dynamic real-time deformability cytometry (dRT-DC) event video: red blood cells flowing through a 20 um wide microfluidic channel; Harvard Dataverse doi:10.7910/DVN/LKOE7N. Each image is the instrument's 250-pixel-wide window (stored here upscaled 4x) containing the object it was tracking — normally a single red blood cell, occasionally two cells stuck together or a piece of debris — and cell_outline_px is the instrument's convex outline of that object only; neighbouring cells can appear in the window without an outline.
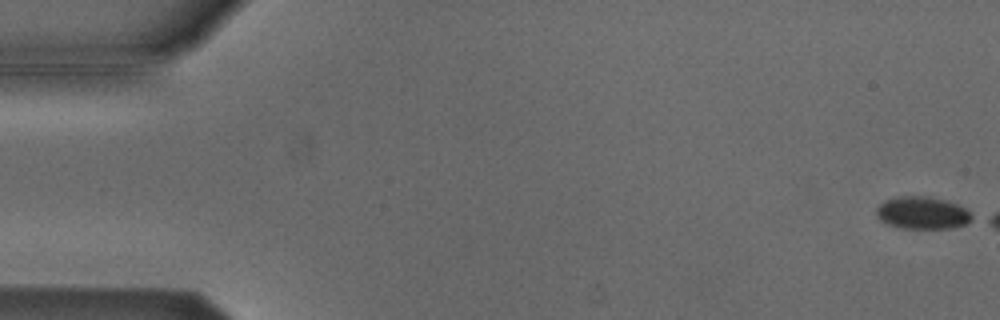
{"species": "Egyptian fruit bat (a non-hibernating species)", "species_latin": "Rousettus aegyptiacus", "temperature_condition": "cold", "stored_images_in_passage": 11, "camera_frame_rate_fps": 3000, "um_per_image_px": 0.085, "animal": {"sex": "male"}, "frame": {"image": 1, "passage_image": 1, "time_ms": 0.0, "image_size_px": [1000, 320], "cell_outline_px": [[976, 216], [972, 220], [964, 224], [948, 228], [904, 228], [888, 224], [880, 220], [876, 216], [876, 208], [884, 200], [896, 196], [928, 196], [944, 200], [968, 208]], "centroid_in_image_um": [78.42, 18.08], "position_along_channel_um": 6.6, "area_um2": 18.21}}